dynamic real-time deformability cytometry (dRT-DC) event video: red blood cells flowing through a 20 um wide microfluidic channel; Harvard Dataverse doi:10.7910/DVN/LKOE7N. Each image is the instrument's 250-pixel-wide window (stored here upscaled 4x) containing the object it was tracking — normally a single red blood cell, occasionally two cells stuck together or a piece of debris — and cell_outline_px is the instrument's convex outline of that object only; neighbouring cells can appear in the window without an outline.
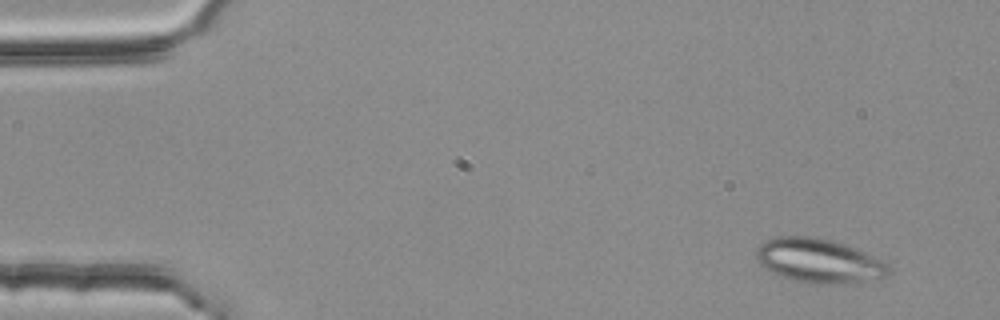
{"species": "common noctule bat (a hibernating species)", "species_latin": "Nyctalus noctula", "temperature_condition": "room temperature", "stored_images_in_passage": 4, "camera_frame_rate_fps": 3000, "um_per_image_px": 0.085, "animal": {"sex": "female", "body_mass_g": 25.1}, "frame": {"image": 1, "passage_image": 1, "time_ms": 0.0, "image_size_px": [1000, 320], "cell_outline_px": [[892, 272], [884, 276], [836, 284], [812, 284], [796, 280], [772, 272], [764, 268], [756, 260], [756, 252], [760, 244], [768, 240], [780, 236], [816, 236], [848, 244], [884, 260], [892, 268]], "centroid_in_image_um": [69.63, 22.14], "position_along_channel_um": 15.4, "area_um2": 34.04}}